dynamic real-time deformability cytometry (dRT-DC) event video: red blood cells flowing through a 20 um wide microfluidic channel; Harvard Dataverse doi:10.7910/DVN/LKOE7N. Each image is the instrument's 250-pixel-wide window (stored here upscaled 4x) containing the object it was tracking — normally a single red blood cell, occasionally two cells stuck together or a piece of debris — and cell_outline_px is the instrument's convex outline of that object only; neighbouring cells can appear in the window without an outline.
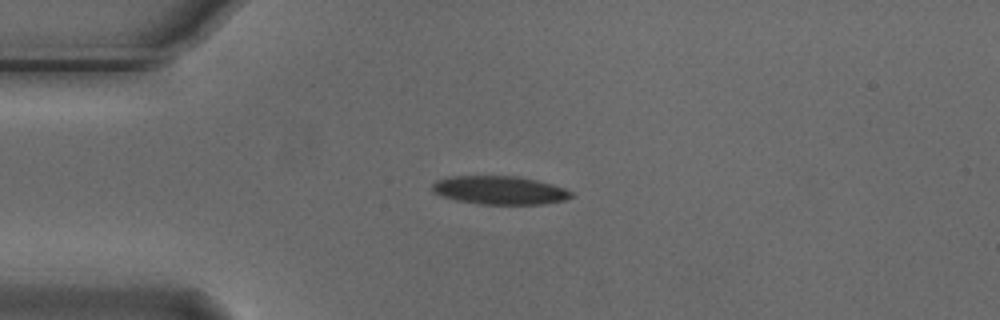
{"species": "Egyptian fruit bat (a non-hibernating species)", "species_latin": "Rousettus aegyptiacus", "temperature_condition": "cold", "stored_images_in_passage": 7, "camera_frame_rate_fps": 3000, "um_per_image_px": 0.085, "animal": {"sex": "male"}, "frame": {"image": 1, "passage_image": 3, "time_ms": 0.667, "image_size_px": [1000, 320], "cell_outline_px": [[576, 196], [564, 200], [544, 204], [480, 204], [456, 200], [432, 192], [432, 184], [436, 180], [448, 176], [516, 176], [536, 180], [552, 184], [564, 188], [572, 192]], "centroid_in_image_um": [42.48, 16.17], "position_along_channel_um": 42.5, "area_um2": 23.06}}
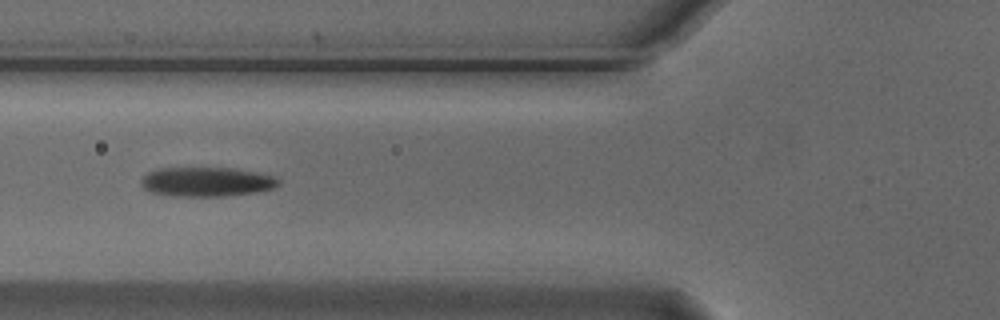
{"frame": {"image": 2, "passage_image": 5, "time_ms": 1.333, "image_size_px": [1000, 320], "cell_outline_px": [[280, 184], [272, 188], [260, 192], [224, 196], [172, 196], [148, 192], [140, 184], [140, 180], [148, 172], [156, 168], [236, 168], [276, 176], [280, 180]], "centroid_in_image_um": [17.56, 15.45], "position_along_channel_um": 108.2, "area_um2": 23.87}}
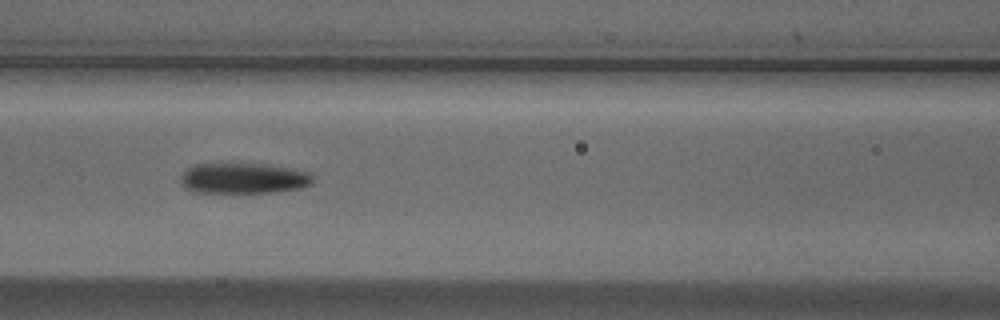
{"frame": {"image": 3, "passage_image": 6, "time_ms": 1.667, "image_size_px": [1000, 320], "cell_outline_px": [[312, 184], [300, 188], [276, 192], [196, 192], [184, 188], [180, 184], [180, 176], [188, 168], [196, 164], [264, 164], [288, 168], [308, 172], [312, 176]], "centroid_in_image_um": [20.67, 15.16], "position_along_channel_um": 145.9, "area_um2": 23.41}}